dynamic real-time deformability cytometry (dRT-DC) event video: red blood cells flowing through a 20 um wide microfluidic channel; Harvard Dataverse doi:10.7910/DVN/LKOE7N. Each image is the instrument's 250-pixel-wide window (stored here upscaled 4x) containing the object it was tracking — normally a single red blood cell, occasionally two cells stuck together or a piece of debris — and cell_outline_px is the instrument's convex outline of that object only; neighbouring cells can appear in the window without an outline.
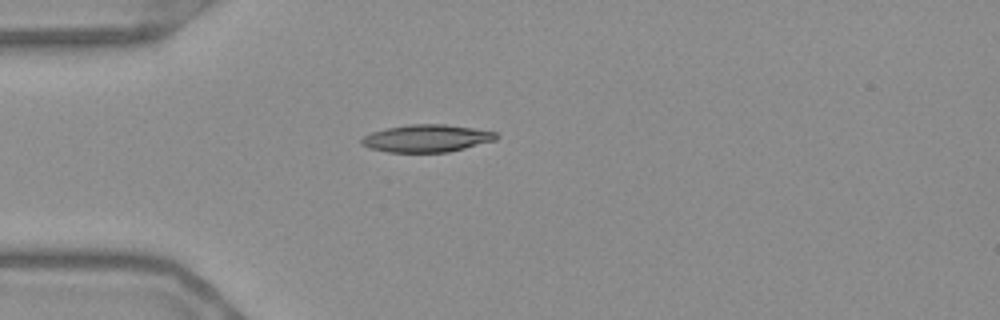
{"species": "Egyptian fruit bat (a non-hibernating species)", "species_latin": "Rousettus aegyptiacus", "temperature_condition": "warm", "stored_images_in_passage": 41, "camera_frame_rate_fps": 3000, "um_per_image_px": 0.085, "frame": {"image": 1, "passage_image": 1, "time_ms": 0.0, "image_size_px": [1000, 320], "cell_outline_px": [[496, 140], [444, 152], [392, 152], [372, 148], [364, 144], [360, 140], [364, 136], [372, 132], [388, 128], [412, 124], [444, 124], [496, 132]], "centroid_in_image_um": [36.26, 11.75], "position_along_channel_um": 48.7, "area_um2": 20.81}}
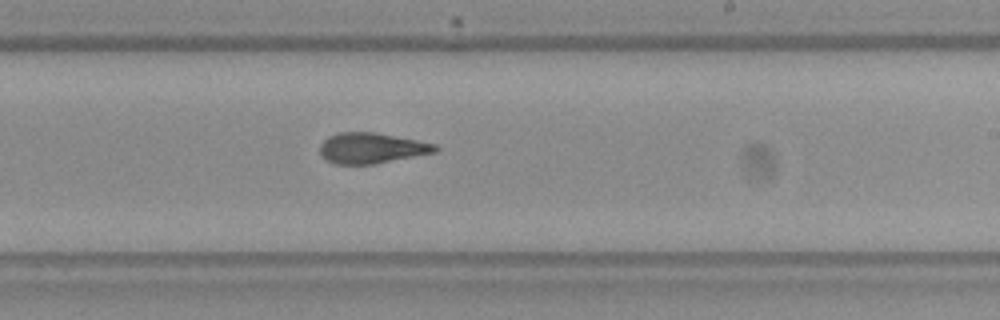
{"frame": {"image": 2, "passage_image": 19, "time_ms": 6.0, "image_size_px": [1000, 320], "cell_outline_px": [[440, 148], [436, 152], [372, 164], [336, 164], [328, 160], [320, 152], [320, 144], [328, 136], [340, 132], [372, 132], [416, 140], [436, 144]], "centroid_in_image_um": [31.58, 12.58], "position_along_channel_um": 257.4, "area_um2": 20.23}}
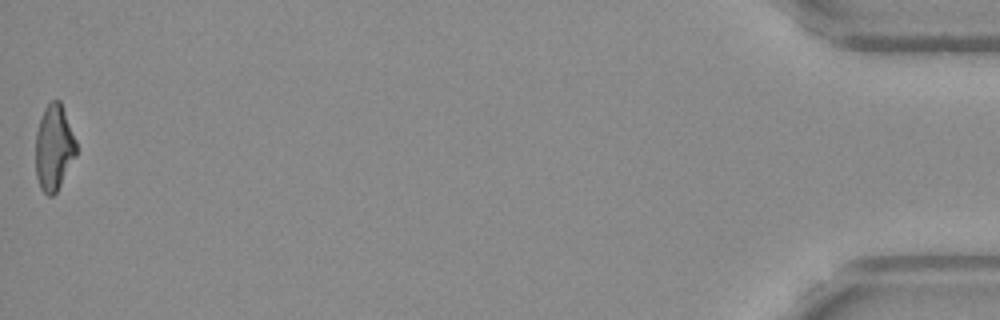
{"frame": {"image": 3, "passage_image": 41, "time_ms": 13.333, "image_size_px": [1000, 320], "cell_outline_px": [[76, 156], [56, 192], [52, 196], [48, 196], [40, 188], [36, 176], [36, 132], [44, 108], [52, 100], [60, 100], [76, 140]], "centroid_in_image_um": [4.58, 12.55], "position_along_channel_um": 430.6, "area_um2": 20.17}, "authors_computed_cell_mechanics": {"area_um2": 20.1722, "velocity_mm_per_s": 3.6961, "shape_relaxation_time_tau1_ms": null, "shape_relaxation_time_tau2_ms": 2.7169, "deformation_change_tau1": null, "deformation_change_tau2": 0.1163}}